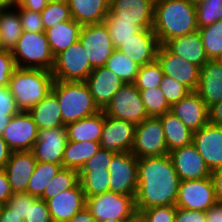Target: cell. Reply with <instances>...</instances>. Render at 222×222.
Here are the masks:
<instances>
[{
  "instance_id": "obj_67",
  "label": "cell",
  "mask_w": 222,
  "mask_h": 222,
  "mask_svg": "<svg viewBox=\"0 0 222 222\" xmlns=\"http://www.w3.org/2000/svg\"><path fill=\"white\" fill-rule=\"evenodd\" d=\"M190 3L196 5L198 3H201L203 0H188Z\"/></svg>"
},
{
  "instance_id": "obj_26",
  "label": "cell",
  "mask_w": 222,
  "mask_h": 222,
  "mask_svg": "<svg viewBox=\"0 0 222 222\" xmlns=\"http://www.w3.org/2000/svg\"><path fill=\"white\" fill-rule=\"evenodd\" d=\"M164 45L172 53L200 68H202V66L209 60L206 56L204 45L198 30L190 34L170 39Z\"/></svg>"
},
{
  "instance_id": "obj_58",
  "label": "cell",
  "mask_w": 222,
  "mask_h": 222,
  "mask_svg": "<svg viewBox=\"0 0 222 222\" xmlns=\"http://www.w3.org/2000/svg\"><path fill=\"white\" fill-rule=\"evenodd\" d=\"M0 222H24V220L5 204L0 214Z\"/></svg>"
},
{
  "instance_id": "obj_43",
  "label": "cell",
  "mask_w": 222,
  "mask_h": 222,
  "mask_svg": "<svg viewBox=\"0 0 222 222\" xmlns=\"http://www.w3.org/2000/svg\"><path fill=\"white\" fill-rule=\"evenodd\" d=\"M41 18L45 31L56 25L57 22L71 20L69 5L67 2L48 3L41 12Z\"/></svg>"
},
{
  "instance_id": "obj_68",
  "label": "cell",
  "mask_w": 222,
  "mask_h": 222,
  "mask_svg": "<svg viewBox=\"0 0 222 222\" xmlns=\"http://www.w3.org/2000/svg\"><path fill=\"white\" fill-rule=\"evenodd\" d=\"M2 209H3V205L0 204V214H1Z\"/></svg>"
},
{
  "instance_id": "obj_2",
  "label": "cell",
  "mask_w": 222,
  "mask_h": 222,
  "mask_svg": "<svg viewBox=\"0 0 222 222\" xmlns=\"http://www.w3.org/2000/svg\"><path fill=\"white\" fill-rule=\"evenodd\" d=\"M198 29L194 4L188 0H155L153 31L160 45Z\"/></svg>"
},
{
  "instance_id": "obj_52",
  "label": "cell",
  "mask_w": 222,
  "mask_h": 222,
  "mask_svg": "<svg viewBox=\"0 0 222 222\" xmlns=\"http://www.w3.org/2000/svg\"><path fill=\"white\" fill-rule=\"evenodd\" d=\"M174 222H206V215L203 211L186 210L176 207Z\"/></svg>"
},
{
  "instance_id": "obj_12",
  "label": "cell",
  "mask_w": 222,
  "mask_h": 222,
  "mask_svg": "<svg viewBox=\"0 0 222 222\" xmlns=\"http://www.w3.org/2000/svg\"><path fill=\"white\" fill-rule=\"evenodd\" d=\"M216 202L210 177L180 181L176 207L206 212Z\"/></svg>"
},
{
  "instance_id": "obj_29",
  "label": "cell",
  "mask_w": 222,
  "mask_h": 222,
  "mask_svg": "<svg viewBox=\"0 0 222 222\" xmlns=\"http://www.w3.org/2000/svg\"><path fill=\"white\" fill-rule=\"evenodd\" d=\"M104 125V111L100 110L94 115L85 117L76 122L67 124V140L75 142H99Z\"/></svg>"
},
{
  "instance_id": "obj_13",
  "label": "cell",
  "mask_w": 222,
  "mask_h": 222,
  "mask_svg": "<svg viewBox=\"0 0 222 222\" xmlns=\"http://www.w3.org/2000/svg\"><path fill=\"white\" fill-rule=\"evenodd\" d=\"M156 59L161 64L164 75L182 83L190 91H196L200 67L172 53L165 45L159 46Z\"/></svg>"
},
{
  "instance_id": "obj_3",
  "label": "cell",
  "mask_w": 222,
  "mask_h": 222,
  "mask_svg": "<svg viewBox=\"0 0 222 222\" xmlns=\"http://www.w3.org/2000/svg\"><path fill=\"white\" fill-rule=\"evenodd\" d=\"M53 83L50 71L17 67L10 77L9 89L17 109L28 112L51 92Z\"/></svg>"
},
{
  "instance_id": "obj_53",
  "label": "cell",
  "mask_w": 222,
  "mask_h": 222,
  "mask_svg": "<svg viewBox=\"0 0 222 222\" xmlns=\"http://www.w3.org/2000/svg\"><path fill=\"white\" fill-rule=\"evenodd\" d=\"M13 195L4 168H0V204L5 205Z\"/></svg>"
},
{
  "instance_id": "obj_42",
  "label": "cell",
  "mask_w": 222,
  "mask_h": 222,
  "mask_svg": "<svg viewBox=\"0 0 222 222\" xmlns=\"http://www.w3.org/2000/svg\"><path fill=\"white\" fill-rule=\"evenodd\" d=\"M198 28L222 20V0H203L195 5Z\"/></svg>"
},
{
  "instance_id": "obj_11",
  "label": "cell",
  "mask_w": 222,
  "mask_h": 222,
  "mask_svg": "<svg viewBox=\"0 0 222 222\" xmlns=\"http://www.w3.org/2000/svg\"><path fill=\"white\" fill-rule=\"evenodd\" d=\"M79 40L93 69L105 66L115 50L108 27L104 22L83 25Z\"/></svg>"
},
{
  "instance_id": "obj_21",
  "label": "cell",
  "mask_w": 222,
  "mask_h": 222,
  "mask_svg": "<svg viewBox=\"0 0 222 222\" xmlns=\"http://www.w3.org/2000/svg\"><path fill=\"white\" fill-rule=\"evenodd\" d=\"M159 46L153 29H141L117 49L143 66L156 60Z\"/></svg>"
},
{
  "instance_id": "obj_61",
  "label": "cell",
  "mask_w": 222,
  "mask_h": 222,
  "mask_svg": "<svg viewBox=\"0 0 222 222\" xmlns=\"http://www.w3.org/2000/svg\"><path fill=\"white\" fill-rule=\"evenodd\" d=\"M12 116H14V115L0 114V134H2L3 131L5 130V128L7 127V125L9 124Z\"/></svg>"
},
{
  "instance_id": "obj_15",
  "label": "cell",
  "mask_w": 222,
  "mask_h": 222,
  "mask_svg": "<svg viewBox=\"0 0 222 222\" xmlns=\"http://www.w3.org/2000/svg\"><path fill=\"white\" fill-rule=\"evenodd\" d=\"M136 125L129 121L107 116L104 112V125L100 138V148L114 153L131 152Z\"/></svg>"
},
{
  "instance_id": "obj_34",
  "label": "cell",
  "mask_w": 222,
  "mask_h": 222,
  "mask_svg": "<svg viewBox=\"0 0 222 222\" xmlns=\"http://www.w3.org/2000/svg\"><path fill=\"white\" fill-rule=\"evenodd\" d=\"M61 168L60 164L37 161L35 170L29 179L26 193L41 198L46 186Z\"/></svg>"
},
{
  "instance_id": "obj_19",
  "label": "cell",
  "mask_w": 222,
  "mask_h": 222,
  "mask_svg": "<svg viewBox=\"0 0 222 222\" xmlns=\"http://www.w3.org/2000/svg\"><path fill=\"white\" fill-rule=\"evenodd\" d=\"M193 144L210 171L222 166V126L208 122L193 134Z\"/></svg>"
},
{
  "instance_id": "obj_51",
  "label": "cell",
  "mask_w": 222,
  "mask_h": 222,
  "mask_svg": "<svg viewBox=\"0 0 222 222\" xmlns=\"http://www.w3.org/2000/svg\"><path fill=\"white\" fill-rule=\"evenodd\" d=\"M19 110L16 107L15 99L9 86L0 87V114L16 115Z\"/></svg>"
},
{
  "instance_id": "obj_7",
  "label": "cell",
  "mask_w": 222,
  "mask_h": 222,
  "mask_svg": "<svg viewBox=\"0 0 222 222\" xmlns=\"http://www.w3.org/2000/svg\"><path fill=\"white\" fill-rule=\"evenodd\" d=\"M93 70L85 49L78 40L54 57L51 73L54 80L80 82L85 81Z\"/></svg>"
},
{
  "instance_id": "obj_17",
  "label": "cell",
  "mask_w": 222,
  "mask_h": 222,
  "mask_svg": "<svg viewBox=\"0 0 222 222\" xmlns=\"http://www.w3.org/2000/svg\"><path fill=\"white\" fill-rule=\"evenodd\" d=\"M155 0H110V12L119 21L135 22L140 29H153Z\"/></svg>"
},
{
  "instance_id": "obj_49",
  "label": "cell",
  "mask_w": 222,
  "mask_h": 222,
  "mask_svg": "<svg viewBox=\"0 0 222 222\" xmlns=\"http://www.w3.org/2000/svg\"><path fill=\"white\" fill-rule=\"evenodd\" d=\"M114 152L99 148L96 154L85 162L79 172H89L91 169H108Z\"/></svg>"
},
{
  "instance_id": "obj_27",
  "label": "cell",
  "mask_w": 222,
  "mask_h": 222,
  "mask_svg": "<svg viewBox=\"0 0 222 222\" xmlns=\"http://www.w3.org/2000/svg\"><path fill=\"white\" fill-rule=\"evenodd\" d=\"M71 18L83 25L104 22L110 0H68Z\"/></svg>"
},
{
  "instance_id": "obj_47",
  "label": "cell",
  "mask_w": 222,
  "mask_h": 222,
  "mask_svg": "<svg viewBox=\"0 0 222 222\" xmlns=\"http://www.w3.org/2000/svg\"><path fill=\"white\" fill-rule=\"evenodd\" d=\"M36 199V197L26 192L13 193V195L7 200L6 205L12 209L14 213L25 220L29 212V203H33Z\"/></svg>"
},
{
  "instance_id": "obj_54",
  "label": "cell",
  "mask_w": 222,
  "mask_h": 222,
  "mask_svg": "<svg viewBox=\"0 0 222 222\" xmlns=\"http://www.w3.org/2000/svg\"><path fill=\"white\" fill-rule=\"evenodd\" d=\"M210 178L213 183L216 201L222 203V166L211 171Z\"/></svg>"
},
{
  "instance_id": "obj_38",
  "label": "cell",
  "mask_w": 222,
  "mask_h": 222,
  "mask_svg": "<svg viewBox=\"0 0 222 222\" xmlns=\"http://www.w3.org/2000/svg\"><path fill=\"white\" fill-rule=\"evenodd\" d=\"M104 23L108 27L115 49L141 30L135 25V22L119 21V18L115 17L110 11L105 17Z\"/></svg>"
},
{
  "instance_id": "obj_22",
  "label": "cell",
  "mask_w": 222,
  "mask_h": 222,
  "mask_svg": "<svg viewBox=\"0 0 222 222\" xmlns=\"http://www.w3.org/2000/svg\"><path fill=\"white\" fill-rule=\"evenodd\" d=\"M95 104L103 110L124 85L118 76L105 66L95 68L85 80Z\"/></svg>"
},
{
  "instance_id": "obj_6",
  "label": "cell",
  "mask_w": 222,
  "mask_h": 222,
  "mask_svg": "<svg viewBox=\"0 0 222 222\" xmlns=\"http://www.w3.org/2000/svg\"><path fill=\"white\" fill-rule=\"evenodd\" d=\"M85 207L97 222L107 219H132L137 214L133 196L110 191L86 198Z\"/></svg>"
},
{
  "instance_id": "obj_40",
  "label": "cell",
  "mask_w": 222,
  "mask_h": 222,
  "mask_svg": "<svg viewBox=\"0 0 222 222\" xmlns=\"http://www.w3.org/2000/svg\"><path fill=\"white\" fill-rule=\"evenodd\" d=\"M141 100L149 117H160L170 111L171 105L160 87L146 90H139Z\"/></svg>"
},
{
  "instance_id": "obj_18",
  "label": "cell",
  "mask_w": 222,
  "mask_h": 222,
  "mask_svg": "<svg viewBox=\"0 0 222 222\" xmlns=\"http://www.w3.org/2000/svg\"><path fill=\"white\" fill-rule=\"evenodd\" d=\"M180 181L210 177L211 171L193 143L169 152Z\"/></svg>"
},
{
  "instance_id": "obj_60",
  "label": "cell",
  "mask_w": 222,
  "mask_h": 222,
  "mask_svg": "<svg viewBox=\"0 0 222 222\" xmlns=\"http://www.w3.org/2000/svg\"><path fill=\"white\" fill-rule=\"evenodd\" d=\"M67 222H97L96 219L90 214L86 207L81 211L77 212L70 220Z\"/></svg>"
},
{
  "instance_id": "obj_37",
  "label": "cell",
  "mask_w": 222,
  "mask_h": 222,
  "mask_svg": "<svg viewBox=\"0 0 222 222\" xmlns=\"http://www.w3.org/2000/svg\"><path fill=\"white\" fill-rule=\"evenodd\" d=\"M209 60L222 59V20L198 29Z\"/></svg>"
},
{
  "instance_id": "obj_56",
  "label": "cell",
  "mask_w": 222,
  "mask_h": 222,
  "mask_svg": "<svg viewBox=\"0 0 222 222\" xmlns=\"http://www.w3.org/2000/svg\"><path fill=\"white\" fill-rule=\"evenodd\" d=\"M209 123L222 126V100L209 107Z\"/></svg>"
},
{
  "instance_id": "obj_57",
  "label": "cell",
  "mask_w": 222,
  "mask_h": 222,
  "mask_svg": "<svg viewBox=\"0 0 222 222\" xmlns=\"http://www.w3.org/2000/svg\"><path fill=\"white\" fill-rule=\"evenodd\" d=\"M206 222H222V203L216 202L206 212Z\"/></svg>"
},
{
  "instance_id": "obj_25",
  "label": "cell",
  "mask_w": 222,
  "mask_h": 222,
  "mask_svg": "<svg viewBox=\"0 0 222 222\" xmlns=\"http://www.w3.org/2000/svg\"><path fill=\"white\" fill-rule=\"evenodd\" d=\"M196 92L208 108L222 100V59L208 60L202 66Z\"/></svg>"
},
{
  "instance_id": "obj_65",
  "label": "cell",
  "mask_w": 222,
  "mask_h": 222,
  "mask_svg": "<svg viewBox=\"0 0 222 222\" xmlns=\"http://www.w3.org/2000/svg\"><path fill=\"white\" fill-rule=\"evenodd\" d=\"M62 3V2H68V0H47V3Z\"/></svg>"
},
{
  "instance_id": "obj_33",
  "label": "cell",
  "mask_w": 222,
  "mask_h": 222,
  "mask_svg": "<svg viewBox=\"0 0 222 222\" xmlns=\"http://www.w3.org/2000/svg\"><path fill=\"white\" fill-rule=\"evenodd\" d=\"M10 7L0 11V36L5 50L12 51L23 33L18 11ZM10 10V11H9ZM13 11V12H12Z\"/></svg>"
},
{
  "instance_id": "obj_1",
  "label": "cell",
  "mask_w": 222,
  "mask_h": 222,
  "mask_svg": "<svg viewBox=\"0 0 222 222\" xmlns=\"http://www.w3.org/2000/svg\"><path fill=\"white\" fill-rule=\"evenodd\" d=\"M137 214L155 206L175 205L180 178L170 154L138 158Z\"/></svg>"
},
{
  "instance_id": "obj_31",
  "label": "cell",
  "mask_w": 222,
  "mask_h": 222,
  "mask_svg": "<svg viewBox=\"0 0 222 222\" xmlns=\"http://www.w3.org/2000/svg\"><path fill=\"white\" fill-rule=\"evenodd\" d=\"M164 130L168 152L193 143V134L173 113L166 112L159 117Z\"/></svg>"
},
{
  "instance_id": "obj_55",
  "label": "cell",
  "mask_w": 222,
  "mask_h": 222,
  "mask_svg": "<svg viewBox=\"0 0 222 222\" xmlns=\"http://www.w3.org/2000/svg\"><path fill=\"white\" fill-rule=\"evenodd\" d=\"M47 4V0H15L14 6H21L23 8L41 13Z\"/></svg>"
},
{
  "instance_id": "obj_59",
  "label": "cell",
  "mask_w": 222,
  "mask_h": 222,
  "mask_svg": "<svg viewBox=\"0 0 222 222\" xmlns=\"http://www.w3.org/2000/svg\"><path fill=\"white\" fill-rule=\"evenodd\" d=\"M12 152L0 134V168H5Z\"/></svg>"
},
{
  "instance_id": "obj_66",
  "label": "cell",
  "mask_w": 222,
  "mask_h": 222,
  "mask_svg": "<svg viewBox=\"0 0 222 222\" xmlns=\"http://www.w3.org/2000/svg\"><path fill=\"white\" fill-rule=\"evenodd\" d=\"M2 51H5V48H4V44H3L2 38L0 36V52H2Z\"/></svg>"
},
{
  "instance_id": "obj_32",
  "label": "cell",
  "mask_w": 222,
  "mask_h": 222,
  "mask_svg": "<svg viewBox=\"0 0 222 222\" xmlns=\"http://www.w3.org/2000/svg\"><path fill=\"white\" fill-rule=\"evenodd\" d=\"M99 148V142H75L67 140L62 159V167L79 172L85 162L93 157Z\"/></svg>"
},
{
  "instance_id": "obj_48",
  "label": "cell",
  "mask_w": 222,
  "mask_h": 222,
  "mask_svg": "<svg viewBox=\"0 0 222 222\" xmlns=\"http://www.w3.org/2000/svg\"><path fill=\"white\" fill-rule=\"evenodd\" d=\"M24 222H53L46 201L37 198L33 203H29L28 216Z\"/></svg>"
},
{
  "instance_id": "obj_20",
  "label": "cell",
  "mask_w": 222,
  "mask_h": 222,
  "mask_svg": "<svg viewBox=\"0 0 222 222\" xmlns=\"http://www.w3.org/2000/svg\"><path fill=\"white\" fill-rule=\"evenodd\" d=\"M170 112L194 133L209 122V108L196 91H191L179 102L172 104Z\"/></svg>"
},
{
  "instance_id": "obj_5",
  "label": "cell",
  "mask_w": 222,
  "mask_h": 222,
  "mask_svg": "<svg viewBox=\"0 0 222 222\" xmlns=\"http://www.w3.org/2000/svg\"><path fill=\"white\" fill-rule=\"evenodd\" d=\"M18 68L44 69L52 71L54 56L45 32L23 31L12 50Z\"/></svg>"
},
{
  "instance_id": "obj_62",
  "label": "cell",
  "mask_w": 222,
  "mask_h": 222,
  "mask_svg": "<svg viewBox=\"0 0 222 222\" xmlns=\"http://www.w3.org/2000/svg\"><path fill=\"white\" fill-rule=\"evenodd\" d=\"M15 0H0V11L13 7Z\"/></svg>"
},
{
  "instance_id": "obj_45",
  "label": "cell",
  "mask_w": 222,
  "mask_h": 222,
  "mask_svg": "<svg viewBox=\"0 0 222 222\" xmlns=\"http://www.w3.org/2000/svg\"><path fill=\"white\" fill-rule=\"evenodd\" d=\"M145 222H174L175 205L155 206L138 213Z\"/></svg>"
},
{
  "instance_id": "obj_50",
  "label": "cell",
  "mask_w": 222,
  "mask_h": 222,
  "mask_svg": "<svg viewBox=\"0 0 222 222\" xmlns=\"http://www.w3.org/2000/svg\"><path fill=\"white\" fill-rule=\"evenodd\" d=\"M16 68L12 51L0 52V87L9 86L10 77Z\"/></svg>"
},
{
  "instance_id": "obj_46",
  "label": "cell",
  "mask_w": 222,
  "mask_h": 222,
  "mask_svg": "<svg viewBox=\"0 0 222 222\" xmlns=\"http://www.w3.org/2000/svg\"><path fill=\"white\" fill-rule=\"evenodd\" d=\"M18 8L21 18V26L23 31L27 32H45L40 12H35L21 6H13Z\"/></svg>"
},
{
  "instance_id": "obj_8",
  "label": "cell",
  "mask_w": 222,
  "mask_h": 222,
  "mask_svg": "<svg viewBox=\"0 0 222 222\" xmlns=\"http://www.w3.org/2000/svg\"><path fill=\"white\" fill-rule=\"evenodd\" d=\"M103 111L107 116L129 121L135 125L140 124L149 117L141 100L139 90L133 83L124 84Z\"/></svg>"
},
{
  "instance_id": "obj_64",
  "label": "cell",
  "mask_w": 222,
  "mask_h": 222,
  "mask_svg": "<svg viewBox=\"0 0 222 222\" xmlns=\"http://www.w3.org/2000/svg\"><path fill=\"white\" fill-rule=\"evenodd\" d=\"M128 220H130V219H107L102 222H127Z\"/></svg>"
},
{
  "instance_id": "obj_44",
  "label": "cell",
  "mask_w": 222,
  "mask_h": 222,
  "mask_svg": "<svg viewBox=\"0 0 222 222\" xmlns=\"http://www.w3.org/2000/svg\"><path fill=\"white\" fill-rule=\"evenodd\" d=\"M160 89L166 97L167 102L172 105L179 102L191 91L182 83L174 80L170 76L164 75L161 81Z\"/></svg>"
},
{
  "instance_id": "obj_30",
  "label": "cell",
  "mask_w": 222,
  "mask_h": 222,
  "mask_svg": "<svg viewBox=\"0 0 222 222\" xmlns=\"http://www.w3.org/2000/svg\"><path fill=\"white\" fill-rule=\"evenodd\" d=\"M81 28L82 25L80 23L71 19L57 22L56 25L45 31L54 57L79 40Z\"/></svg>"
},
{
  "instance_id": "obj_36",
  "label": "cell",
  "mask_w": 222,
  "mask_h": 222,
  "mask_svg": "<svg viewBox=\"0 0 222 222\" xmlns=\"http://www.w3.org/2000/svg\"><path fill=\"white\" fill-rule=\"evenodd\" d=\"M78 175L85 198L109 192L108 169H91L89 172H78Z\"/></svg>"
},
{
  "instance_id": "obj_16",
  "label": "cell",
  "mask_w": 222,
  "mask_h": 222,
  "mask_svg": "<svg viewBox=\"0 0 222 222\" xmlns=\"http://www.w3.org/2000/svg\"><path fill=\"white\" fill-rule=\"evenodd\" d=\"M66 142V127L39 129L37 141L34 143L31 151L34 154L36 161L50 162L62 166Z\"/></svg>"
},
{
  "instance_id": "obj_14",
  "label": "cell",
  "mask_w": 222,
  "mask_h": 222,
  "mask_svg": "<svg viewBox=\"0 0 222 222\" xmlns=\"http://www.w3.org/2000/svg\"><path fill=\"white\" fill-rule=\"evenodd\" d=\"M1 135L13 152L31 151L37 141L38 128L28 112L19 111Z\"/></svg>"
},
{
  "instance_id": "obj_9",
  "label": "cell",
  "mask_w": 222,
  "mask_h": 222,
  "mask_svg": "<svg viewBox=\"0 0 222 222\" xmlns=\"http://www.w3.org/2000/svg\"><path fill=\"white\" fill-rule=\"evenodd\" d=\"M131 153L137 158L169 154L159 117H148L136 125Z\"/></svg>"
},
{
  "instance_id": "obj_10",
  "label": "cell",
  "mask_w": 222,
  "mask_h": 222,
  "mask_svg": "<svg viewBox=\"0 0 222 222\" xmlns=\"http://www.w3.org/2000/svg\"><path fill=\"white\" fill-rule=\"evenodd\" d=\"M109 191L135 198L138 188V158L131 152L115 153L108 167Z\"/></svg>"
},
{
  "instance_id": "obj_35",
  "label": "cell",
  "mask_w": 222,
  "mask_h": 222,
  "mask_svg": "<svg viewBox=\"0 0 222 222\" xmlns=\"http://www.w3.org/2000/svg\"><path fill=\"white\" fill-rule=\"evenodd\" d=\"M105 67L118 76L124 84L134 83L140 69V65L118 49H115L108 58Z\"/></svg>"
},
{
  "instance_id": "obj_28",
  "label": "cell",
  "mask_w": 222,
  "mask_h": 222,
  "mask_svg": "<svg viewBox=\"0 0 222 222\" xmlns=\"http://www.w3.org/2000/svg\"><path fill=\"white\" fill-rule=\"evenodd\" d=\"M28 113L32 116L38 130L65 127L59 101L52 91L39 103L35 104Z\"/></svg>"
},
{
  "instance_id": "obj_41",
  "label": "cell",
  "mask_w": 222,
  "mask_h": 222,
  "mask_svg": "<svg viewBox=\"0 0 222 222\" xmlns=\"http://www.w3.org/2000/svg\"><path fill=\"white\" fill-rule=\"evenodd\" d=\"M163 76L162 66L156 59L151 63L140 66L133 84L138 90L157 88L160 87Z\"/></svg>"
},
{
  "instance_id": "obj_39",
  "label": "cell",
  "mask_w": 222,
  "mask_h": 222,
  "mask_svg": "<svg viewBox=\"0 0 222 222\" xmlns=\"http://www.w3.org/2000/svg\"><path fill=\"white\" fill-rule=\"evenodd\" d=\"M78 182V171L62 167L46 186L40 199L47 201L60 192L73 188Z\"/></svg>"
},
{
  "instance_id": "obj_24",
  "label": "cell",
  "mask_w": 222,
  "mask_h": 222,
  "mask_svg": "<svg viewBox=\"0 0 222 222\" xmlns=\"http://www.w3.org/2000/svg\"><path fill=\"white\" fill-rule=\"evenodd\" d=\"M36 162L32 151L12 152L4 170L13 193L26 192Z\"/></svg>"
},
{
  "instance_id": "obj_63",
  "label": "cell",
  "mask_w": 222,
  "mask_h": 222,
  "mask_svg": "<svg viewBox=\"0 0 222 222\" xmlns=\"http://www.w3.org/2000/svg\"><path fill=\"white\" fill-rule=\"evenodd\" d=\"M127 222H145L139 214H136L132 219Z\"/></svg>"
},
{
  "instance_id": "obj_23",
  "label": "cell",
  "mask_w": 222,
  "mask_h": 222,
  "mask_svg": "<svg viewBox=\"0 0 222 222\" xmlns=\"http://www.w3.org/2000/svg\"><path fill=\"white\" fill-rule=\"evenodd\" d=\"M84 191L78 182L46 201L53 222H67L85 207Z\"/></svg>"
},
{
  "instance_id": "obj_4",
  "label": "cell",
  "mask_w": 222,
  "mask_h": 222,
  "mask_svg": "<svg viewBox=\"0 0 222 222\" xmlns=\"http://www.w3.org/2000/svg\"><path fill=\"white\" fill-rule=\"evenodd\" d=\"M51 91L59 101L64 126L100 111L85 81L54 80Z\"/></svg>"
}]
</instances>
